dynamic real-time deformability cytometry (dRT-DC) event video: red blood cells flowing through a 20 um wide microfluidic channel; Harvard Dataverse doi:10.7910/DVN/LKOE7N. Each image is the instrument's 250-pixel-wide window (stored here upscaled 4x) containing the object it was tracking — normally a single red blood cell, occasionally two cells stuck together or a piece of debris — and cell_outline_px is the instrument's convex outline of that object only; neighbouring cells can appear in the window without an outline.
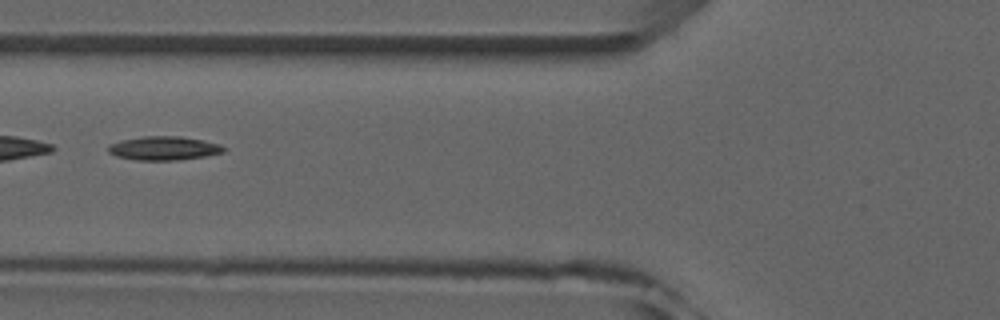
{"species": "common noctule bat (a hibernating species)", "species_latin": "Nyctalus noctula", "temperature_condition": "room temperature", "stored_images_in_passage": 2, "camera_frame_rate_fps": 3000, "um_per_image_px": 0.085, "animal": {"sex": "male", "forearm_length_mm": 52.5}, "frame": {"image": 1, "passage_image": 2, "time_ms": 1.0, "image_size_px": [1000, 320], "cell_outline_px": [[228, 148], [224, 152], [204, 156], [180, 160], [136, 160], [116, 156], [108, 152], [108, 144], [120, 140], [144, 136], [180, 136], [204, 140], [220, 144]], "centroid_in_image_um": [13.93, 12.59], "position_along_channel_um": 111.9, "area_um2": 16.18}}